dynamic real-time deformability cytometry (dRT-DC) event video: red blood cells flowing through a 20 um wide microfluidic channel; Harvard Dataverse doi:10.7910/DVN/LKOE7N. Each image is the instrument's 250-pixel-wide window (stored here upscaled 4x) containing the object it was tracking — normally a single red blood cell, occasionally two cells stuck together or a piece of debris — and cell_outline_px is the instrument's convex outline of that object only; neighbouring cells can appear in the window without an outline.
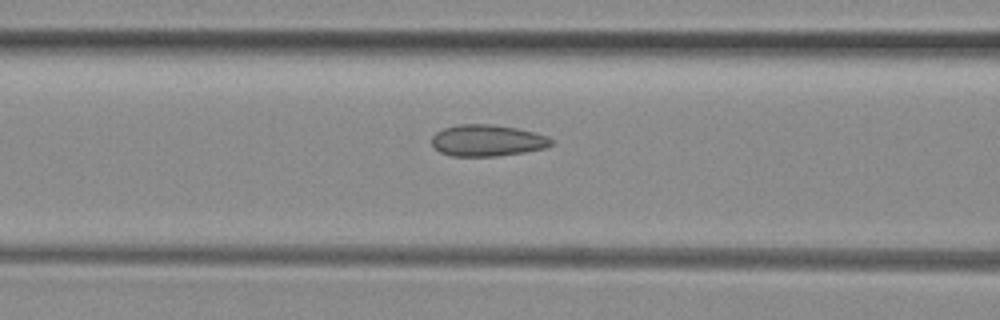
{"species": "common noctule bat (a hibernating species)", "species_latin": "Nyctalus noctula", "temperature_condition": "room temperature", "stored_images_in_passage": 18, "camera_frame_rate_fps": 3000, "um_per_image_px": 0.085, "animal": {"sex": "female", "body_mass_g": 29.2, "forearm_length_mm": 56.3}, "frame": {"image": 1, "passage_image": 16, "time_ms": 5.0, "image_size_px": [1000, 320], "cell_outline_px": [[552, 144], [544, 148], [524, 152], [496, 156], [452, 156], [440, 152], [432, 144], [432, 136], [436, 132], [444, 128], [460, 124], [492, 124], [516, 128], [536, 132], [548, 136], [552, 140]], "centroid_in_image_um": [41.42, 11.93], "position_along_channel_um": 125.2, "area_um2": 21.91}}